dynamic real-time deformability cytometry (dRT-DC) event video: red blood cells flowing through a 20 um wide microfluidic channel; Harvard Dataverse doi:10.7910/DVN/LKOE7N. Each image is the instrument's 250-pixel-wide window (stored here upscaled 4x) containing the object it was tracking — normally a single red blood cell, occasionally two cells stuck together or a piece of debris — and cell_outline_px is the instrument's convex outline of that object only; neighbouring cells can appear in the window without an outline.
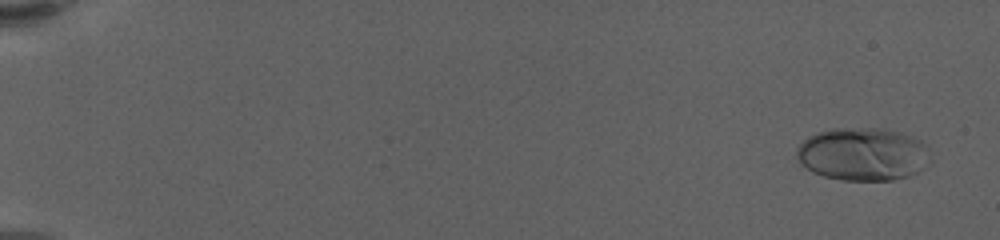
{"species": "human", "species_latin": "Homo sapiens", "temperature_condition": "warm", "stored_images_in_passage": 64, "camera_frame_rate_fps": 3000, "um_per_image_px": 0.085, "donor": {"sex": "female"}, "frame": {"image": 1, "passage_image": 4, "time_ms": 1.0, "image_size_px": [1000, 240], "cell_outline_px": [[932, 164], [908, 176], [892, 180], [844, 180], [824, 176], [812, 172], [800, 164], [796, 156], [796, 148], [808, 136], [832, 128], [884, 128], [900, 132], [912, 136], [920, 140], [928, 148], [932, 160]], "centroid_in_image_um": [73.37, 13.1], "position_along_channel_um": 11.6, "area_um2": 41.79}}
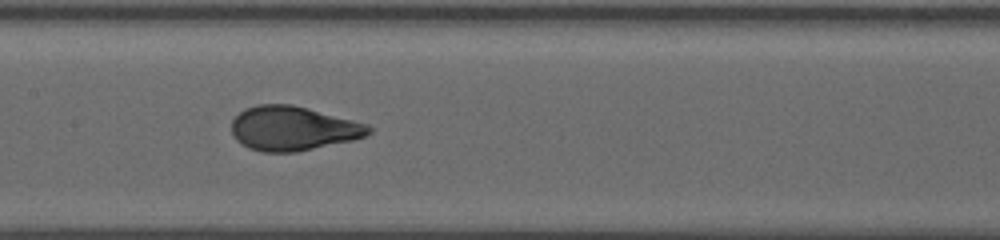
{"frame": {"image": 2, "passage_image": 35, "time_ms": 11.333, "image_size_px": [1000, 240], "cell_outline_px": [[372, 132], [368, 136], [352, 140], [296, 152], [264, 152], [248, 148], [236, 140], [232, 132], [232, 120], [244, 108], [256, 104], [292, 104], [308, 108], [368, 124], [372, 128]], "centroid_in_image_um": [24.9, 10.91], "position_along_channel_um": 182.5, "area_um2": 35.49}}
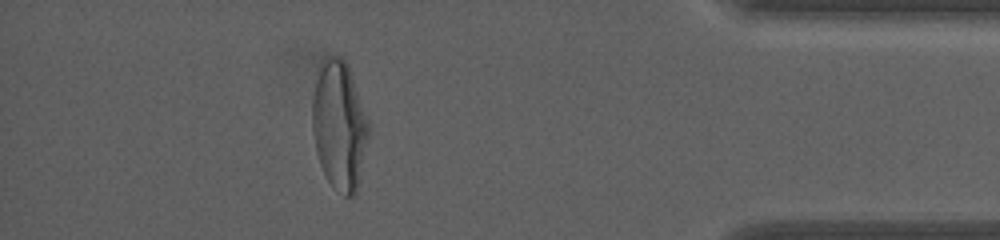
{"frame": {"image": 3, "passage_image": 58, "time_ms": 19.0, "image_size_px": [1000, 240], "cell_outline_px": [[368, 136], [356, 192], [352, 196], [344, 196], [332, 188], [320, 164], [316, 152], [312, 132], [312, 100], [320, 60], [328, 56], [340, 56], [348, 64], [368, 120]], "centroid_in_image_um": [28.81, 10.63], "position_along_channel_um": 406.4, "area_um2": 42.14}, "authors_computed_cell_mechanics": {"area_um2": 36.125, "velocity_mm_per_s": 3.3735, "shape_relaxation_time_tau1_ms": 4.5993, "shape_relaxation_time_tau2_ms": null, "deformation_change_tau1": 0.2053, "deformation_change_tau2": null}}